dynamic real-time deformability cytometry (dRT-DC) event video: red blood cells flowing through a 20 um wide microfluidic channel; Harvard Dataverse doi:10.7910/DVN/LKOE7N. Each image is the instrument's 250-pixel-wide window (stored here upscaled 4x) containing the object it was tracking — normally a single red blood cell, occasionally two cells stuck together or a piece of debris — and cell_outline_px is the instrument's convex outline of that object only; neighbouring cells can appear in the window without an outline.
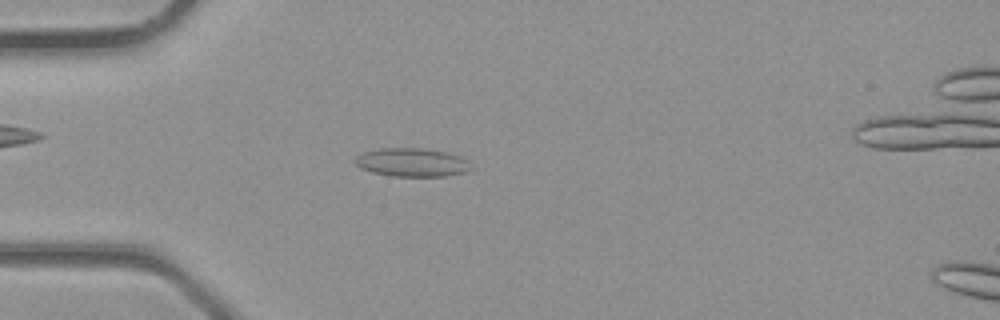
{"species": "common noctule bat (a hibernating species)", "species_latin": "Nyctalus noctula", "temperature_condition": "room temperature", "stored_images_in_passage": 29, "camera_frame_rate_fps": 3000, "um_per_image_px": 0.085, "animal": {"sex": "male", "body_mass_g": 23.1, "forearm_length_mm": 52.7}, "frame": {"image": 1, "passage_image": 1, "time_ms": 0.0, "image_size_px": [1000, 320], "cell_outline_px": [[476, 168], [464, 172], [448, 176], [392, 176], [372, 172], [360, 168], [356, 164], [356, 156], [364, 152], [380, 148], [424, 148], [444, 152], [460, 156], [468, 160]], "centroid_in_image_um": [35.07, 13.81], "position_along_channel_um": 49.9, "area_um2": 19.36}}
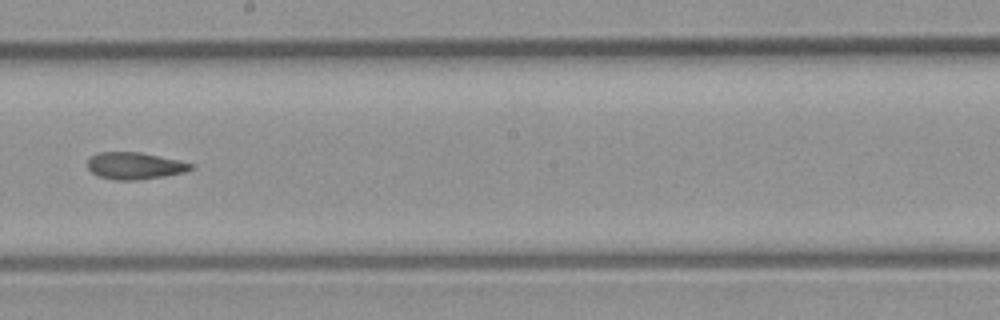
{"frame": {"image": 2, "passage_image": 12, "time_ms": 3.667, "image_size_px": [1000, 320], "cell_outline_px": [[196, 168], [184, 172], [164, 176], [132, 180], [116, 180], [96, 176], [88, 168], [88, 156], [96, 152], [140, 152], [180, 160], [196, 164]], "centroid_in_image_um": [11.46, 14.08], "position_along_channel_um": 236.7, "area_um2": 16.47}}
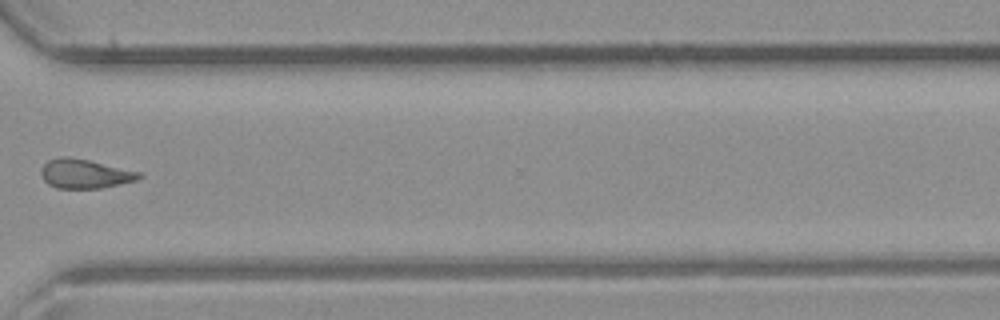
{"frame": {"image": 3, "passage_image": 19, "time_ms": 6.0, "image_size_px": [1000, 320], "cell_outline_px": [[144, 176], [136, 180], [100, 188], [56, 188], [48, 184], [44, 180], [40, 172], [40, 168], [48, 160], [60, 156], [64, 156], [88, 160], [140, 172]], "centroid_in_image_um": [7.17, 14.77], "position_along_channel_um": 363.4, "area_um2": 16.53}}